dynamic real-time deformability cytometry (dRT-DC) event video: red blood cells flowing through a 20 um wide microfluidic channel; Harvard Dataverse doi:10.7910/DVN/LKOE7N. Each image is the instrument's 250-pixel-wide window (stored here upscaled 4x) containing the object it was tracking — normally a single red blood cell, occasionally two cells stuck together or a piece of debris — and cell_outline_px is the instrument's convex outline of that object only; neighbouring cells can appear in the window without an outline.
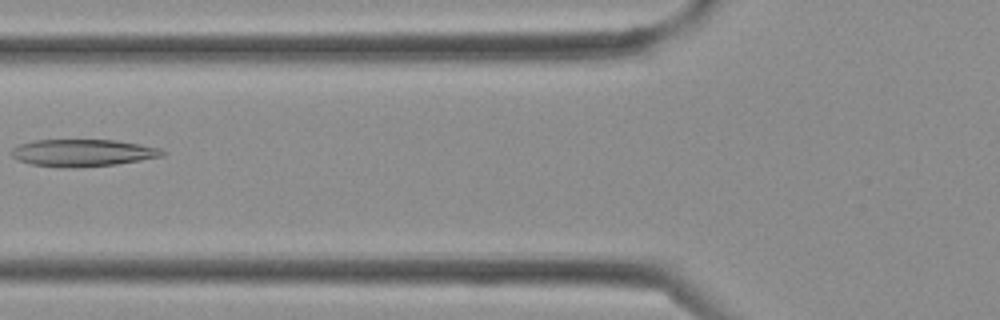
{"species": "Egyptian fruit bat (a non-hibernating species)", "species_latin": "Rousettus aegyptiacus", "temperature_condition": "cold", "stored_images_in_passage": 4, "camera_frame_rate_fps": 3000, "um_per_image_px": 0.085, "frame": {"image": 1, "passage_image": 4, "time_ms": 1.0, "image_size_px": [1000, 320], "cell_outline_px": [[168, 152], [164, 156], [116, 164], [72, 168], [60, 168], [32, 164], [20, 160], [12, 156], [12, 148], [20, 144], [32, 140], [116, 140], [164, 148]], "centroid_in_image_um": [7.1, 12.99], "position_along_channel_um": 118.7, "area_um2": 24.04}}